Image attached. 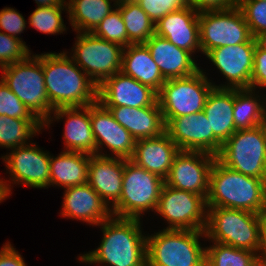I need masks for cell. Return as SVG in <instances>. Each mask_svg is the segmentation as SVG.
<instances>
[{"label":"cell","instance_id":"ee69618b","mask_svg":"<svg viewBox=\"0 0 266 266\" xmlns=\"http://www.w3.org/2000/svg\"><path fill=\"white\" fill-rule=\"evenodd\" d=\"M38 7H53L67 5L66 0H35Z\"/></svg>","mask_w":266,"mask_h":266},{"label":"cell","instance_id":"44dd1931","mask_svg":"<svg viewBox=\"0 0 266 266\" xmlns=\"http://www.w3.org/2000/svg\"><path fill=\"white\" fill-rule=\"evenodd\" d=\"M83 112H82V111ZM54 117L44 124L49 127L53 121L51 119L66 118L64 128L65 151L83 152L96 155V141L92 131L90 120V105L83 107H61L52 111Z\"/></svg>","mask_w":266,"mask_h":266},{"label":"cell","instance_id":"681fc988","mask_svg":"<svg viewBox=\"0 0 266 266\" xmlns=\"http://www.w3.org/2000/svg\"><path fill=\"white\" fill-rule=\"evenodd\" d=\"M262 130H263V133H264V136H265V139H266V111L264 113V116H263V119L261 121V124H260Z\"/></svg>","mask_w":266,"mask_h":266},{"label":"cell","instance_id":"d4e9b609","mask_svg":"<svg viewBox=\"0 0 266 266\" xmlns=\"http://www.w3.org/2000/svg\"><path fill=\"white\" fill-rule=\"evenodd\" d=\"M135 140L156 138L165 132V122L158 101L152 106L131 108L105 107Z\"/></svg>","mask_w":266,"mask_h":266},{"label":"cell","instance_id":"9a60e30c","mask_svg":"<svg viewBox=\"0 0 266 266\" xmlns=\"http://www.w3.org/2000/svg\"><path fill=\"white\" fill-rule=\"evenodd\" d=\"M256 44L252 37L246 43L217 47L206 54L228 81L227 85H214L215 88L251 89Z\"/></svg>","mask_w":266,"mask_h":266},{"label":"cell","instance_id":"5bb4252c","mask_svg":"<svg viewBox=\"0 0 266 266\" xmlns=\"http://www.w3.org/2000/svg\"><path fill=\"white\" fill-rule=\"evenodd\" d=\"M163 119L165 132L180 151H202L215 156L220 151L222 143L210 132V124L203 111Z\"/></svg>","mask_w":266,"mask_h":266},{"label":"cell","instance_id":"ba28073f","mask_svg":"<svg viewBox=\"0 0 266 266\" xmlns=\"http://www.w3.org/2000/svg\"><path fill=\"white\" fill-rule=\"evenodd\" d=\"M216 159L244 175L266 179V139L261 126L235 131L222 144Z\"/></svg>","mask_w":266,"mask_h":266},{"label":"cell","instance_id":"e575fe53","mask_svg":"<svg viewBox=\"0 0 266 266\" xmlns=\"http://www.w3.org/2000/svg\"><path fill=\"white\" fill-rule=\"evenodd\" d=\"M95 37L119 44L120 46H128V35L120 10L115 7L92 32Z\"/></svg>","mask_w":266,"mask_h":266},{"label":"cell","instance_id":"7a4b0ae2","mask_svg":"<svg viewBox=\"0 0 266 266\" xmlns=\"http://www.w3.org/2000/svg\"><path fill=\"white\" fill-rule=\"evenodd\" d=\"M140 219L111 217L101 226L103 239L96 250L80 256L79 262L107 266H147V236Z\"/></svg>","mask_w":266,"mask_h":266},{"label":"cell","instance_id":"f907efd6","mask_svg":"<svg viewBox=\"0 0 266 266\" xmlns=\"http://www.w3.org/2000/svg\"><path fill=\"white\" fill-rule=\"evenodd\" d=\"M126 1H136V0H115L113 7H115L118 3H122V2H126Z\"/></svg>","mask_w":266,"mask_h":266},{"label":"cell","instance_id":"60d3db41","mask_svg":"<svg viewBox=\"0 0 266 266\" xmlns=\"http://www.w3.org/2000/svg\"><path fill=\"white\" fill-rule=\"evenodd\" d=\"M266 87V51L257 44L254 50L253 72L251 76V89ZM256 87V88H255Z\"/></svg>","mask_w":266,"mask_h":266},{"label":"cell","instance_id":"ffe728a7","mask_svg":"<svg viewBox=\"0 0 266 266\" xmlns=\"http://www.w3.org/2000/svg\"><path fill=\"white\" fill-rule=\"evenodd\" d=\"M61 216L98 226L111 218V207L87 183L65 188Z\"/></svg>","mask_w":266,"mask_h":266},{"label":"cell","instance_id":"1f68e13d","mask_svg":"<svg viewBox=\"0 0 266 266\" xmlns=\"http://www.w3.org/2000/svg\"><path fill=\"white\" fill-rule=\"evenodd\" d=\"M43 127L38 119H17L0 115V146L9 150L24 146Z\"/></svg>","mask_w":266,"mask_h":266},{"label":"cell","instance_id":"8992f818","mask_svg":"<svg viewBox=\"0 0 266 266\" xmlns=\"http://www.w3.org/2000/svg\"><path fill=\"white\" fill-rule=\"evenodd\" d=\"M3 82L44 125L51 117L42 68V54H31L22 61L1 68Z\"/></svg>","mask_w":266,"mask_h":266},{"label":"cell","instance_id":"7c38bea8","mask_svg":"<svg viewBox=\"0 0 266 266\" xmlns=\"http://www.w3.org/2000/svg\"><path fill=\"white\" fill-rule=\"evenodd\" d=\"M155 212L169 223L166 229L205 231L207 206L201 195L164 184Z\"/></svg>","mask_w":266,"mask_h":266},{"label":"cell","instance_id":"8fae6325","mask_svg":"<svg viewBox=\"0 0 266 266\" xmlns=\"http://www.w3.org/2000/svg\"><path fill=\"white\" fill-rule=\"evenodd\" d=\"M201 52L248 42L253 36L240 8L204 11L198 16Z\"/></svg>","mask_w":266,"mask_h":266},{"label":"cell","instance_id":"e0dca14e","mask_svg":"<svg viewBox=\"0 0 266 266\" xmlns=\"http://www.w3.org/2000/svg\"><path fill=\"white\" fill-rule=\"evenodd\" d=\"M90 120L96 141V155L110 157L108 154L101 153L104 145L115 157L124 159L132 157L136 140L99 101L90 105Z\"/></svg>","mask_w":266,"mask_h":266},{"label":"cell","instance_id":"7bdbcfd3","mask_svg":"<svg viewBox=\"0 0 266 266\" xmlns=\"http://www.w3.org/2000/svg\"><path fill=\"white\" fill-rule=\"evenodd\" d=\"M0 266H27L20 253L7 242L0 250Z\"/></svg>","mask_w":266,"mask_h":266},{"label":"cell","instance_id":"74e56055","mask_svg":"<svg viewBox=\"0 0 266 266\" xmlns=\"http://www.w3.org/2000/svg\"><path fill=\"white\" fill-rule=\"evenodd\" d=\"M0 115L17 119H37L0 79Z\"/></svg>","mask_w":266,"mask_h":266},{"label":"cell","instance_id":"7dc6e473","mask_svg":"<svg viewBox=\"0 0 266 266\" xmlns=\"http://www.w3.org/2000/svg\"><path fill=\"white\" fill-rule=\"evenodd\" d=\"M257 45L264 51H266V32L260 33L255 37Z\"/></svg>","mask_w":266,"mask_h":266},{"label":"cell","instance_id":"6da1fadb","mask_svg":"<svg viewBox=\"0 0 266 266\" xmlns=\"http://www.w3.org/2000/svg\"><path fill=\"white\" fill-rule=\"evenodd\" d=\"M42 68L52 111L61 107H83L98 101V86L66 52L42 54Z\"/></svg>","mask_w":266,"mask_h":266},{"label":"cell","instance_id":"5b68a950","mask_svg":"<svg viewBox=\"0 0 266 266\" xmlns=\"http://www.w3.org/2000/svg\"><path fill=\"white\" fill-rule=\"evenodd\" d=\"M203 230L163 229L147 235V266H205L206 248L201 247Z\"/></svg>","mask_w":266,"mask_h":266},{"label":"cell","instance_id":"83f0119b","mask_svg":"<svg viewBox=\"0 0 266 266\" xmlns=\"http://www.w3.org/2000/svg\"><path fill=\"white\" fill-rule=\"evenodd\" d=\"M90 156L65 150L57 157L50 156V186L67 188L87 184Z\"/></svg>","mask_w":266,"mask_h":266},{"label":"cell","instance_id":"30bf717a","mask_svg":"<svg viewBox=\"0 0 266 266\" xmlns=\"http://www.w3.org/2000/svg\"><path fill=\"white\" fill-rule=\"evenodd\" d=\"M76 38L71 58L97 86L121 71L122 46L95 37L92 33L78 32Z\"/></svg>","mask_w":266,"mask_h":266},{"label":"cell","instance_id":"2e32d148","mask_svg":"<svg viewBox=\"0 0 266 266\" xmlns=\"http://www.w3.org/2000/svg\"><path fill=\"white\" fill-rule=\"evenodd\" d=\"M4 157V158H3ZM13 183L25 184L32 188L50 186V155L36 144H27L12 149L2 156Z\"/></svg>","mask_w":266,"mask_h":266},{"label":"cell","instance_id":"f546056e","mask_svg":"<svg viewBox=\"0 0 266 266\" xmlns=\"http://www.w3.org/2000/svg\"><path fill=\"white\" fill-rule=\"evenodd\" d=\"M253 91V89H234L233 119L236 130L252 129L261 124L266 103L264 105L263 101H259V95Z\"/></svg>","mask_w":266,"mask_h":266},{"label":"cell","instance_id":"9c48e42d","mask_svg":"<svg viewBox=\"0 0 266 266\" xmlns=\"http://www.w3.org/2000/svg\"><path fill=\"white\" fill-rule=\"evenodd\" d=\"M202 69L196 73L169 79L157 93L163 118H176L203 111L207 97L214 88Z\"/></svg>","mask_w":266,"mask_h":266},{"label":"cell","instance_id":"277c9868","mask_svg":"<svg viewBox=\"0 0 266 266\" xmlns=\"http://www.w3.org/2000/svg\"><path fill=\"white\" fill-rule=\"evenodd\" d=\"M205 235L212 242L258 254L261 249L262 215L232 208L207 207Z\"/></svg>","mask_w":266,"mask_h":266},{"label":"cell","instance_id":"bcb514c9","mask_svg":"<svg viewBox=\"0 0 266 266\" xmlns=\"http://www.w3.org/2000/svg\"><path fill=\"white\" fill-rule=\"evenodd\" d=\"M260 252H266V212L262 215V235Z\"/></svg>","mask_w":266,"mask_h":266},{"label":"cell","instance_id":"8d00e7d4","mask_svg":"<svg viewBox=\"0 0 266 266\" xmlns=\"http://www.w3.org/2000/svg\"><path fill=\"white\" fill-rule=\"evenodd\" d=\"M32 54L21 38L0 32V68L25 60Z\"/></svg>","mask_w":266,"mask_h":266},{"label":"cell","instance_id":"836d02e7","mask_svg":"<svg viewBox=\"0 0 266 266\" xmlns=\"http://www.w3.org/2000/svg\"><path fill=\"white\" fill-rule=\"evenodd\" d=\"M65 6V7H64ZM68 11L67 5H59L53 7H37L29 17L30 26L34 27L37 31L47 34H57L66 31L62 19V11Z\"/></svg>","mask_w":266,"mask_h":266},{"label":"cell","instance_id":"cb8c5ba5","mask_svg":"<svg viewBox=\"0 0 266 266\" xmlns=\"http://www.w3.org/2000/svg\"><path fill=\"white\" fill-rule=\"evenodd\" d=\"M179 152L178 146L164 132L156 138L136 140L133 155L129 160L165 179Z\"/></svg>","mask_w":266,"mask_h":266},{"label":"cell","instance_id":"c3c4849f","mask_svg":"<svg viewBox=\"0 0 266 266\" xmlns=\"http://www.w3.org/2000/svg\"><path fill=\"white\" fill-rule=\"evenodd\" d=\"M258 266H266V252H259Z\"/></svg>","mask_w":266,"mask_h":266},{"label":"cell","instance_id":"603a6c76","mask_svg":"<svg viewBox=\"0 0 266 266\" xmlns=\"http://www.w3.org/2000/svg\"><path fill=\"white\" fill-rule=\"evenodd\" d=\"M144 44L165 80L190 76L200 70L191 52L165 38L154 34Z\"/></svg>","mask_w":266,"mask_h":266},{"label":"cell","instance_id":"52a82bcc","mask_svg":"<svg viewBox=\"0 0 266 266\" xmlns=\"http://www.w3.org/2000/svg\"><path fill=\"white\" fill-rule=\"evenodd\" d=\"M164 184L162 177L125 159L122 193L120 199L111 206L112 215L140 219L145 211H156Z\"/></svg>","mask_w":266,"mask_h":266},{"label":"cell","instance_id":"ac0fdd59","mask_svg":"<svg viewBox=\"0 0 266 266\" xmlns=\"http://www.w3.org/2000/svg\"><path fill=\"white\" fill-rule=\"evenodd\" d=\"M157 92L122 71L106 78L98 86V101L104 107L141 108L157 102Z\"/></svg>","mask_w":266,"mask_h":266},{"label":"cell","instance_id":"ab89813d","mask_svg":"<svg viewBox=\"0 0 266 266\" xmlns=\"http://www.w3.org/2000/svg\"><path fill=\"white\" fill-rule=\"evenodd\" d=\"M25 28L26 21L18 11L9 7L0 11V30L5 31L3 33L19 38L17 35L21 34Z\"/></svg>","mask_w":266,"mask_h":266},{"label":"cell","instance_id":"f6af8a7d","mask_svg":"<svg viewBox=\"0 0 266 266\" xmlns=\"http://www.w3.org/2000/svg\"><path fill=\"white\" fill-rule=\"evenodd\" d=\"M10 186L11 185L7 184L2 179H0V203L3 200H6L7 196L10 194L11 192Z\"/></svg>","mask_w":266,"mask_h":266},{"label":"cell","instance_id":"f35d334b","mask_svg":"<svg viewBox=\"0 0 266 266\" xmlns=\"http://www.w3.org/2000/svg\"><path fill=\"white\" fill-rule=\"evenodd\" d=\"M136 2L154 24L168 13L179 10L187 5V0H136Z\"/></svg>","mask_w":266,"mask_h":266},{"label":"cell","instance_id":"f1b7e54d","mask_svg":"<svg viewBox=\"0 0 266 266\" xmlns=\"http://www.w3.org/2000/svg\"><path fill=\"white\" fill-rule=\"evenodd\" d=\"M66 3L69 22L77 33H92L99 23L114 10L110 0H69Z\"/></svg>","mask_w":266,"mask_h":266},{"label":"cell","instance_id":"484cf974","mask_svg":"<svg viewBox=\"0 0 266 266\" xmlns=\"http://www.w3.org/2000/svg\"><path fill=\"white\" fill-rule=\"evenodd\" d=\"M234 89L213 88L209 93L203 112L210 132L223 144L236 130L233 119Z\"/></svg>","mask_w":266,"mask_h":266},{"label":"cell","instance_id":"d6a6232c","mask_svg":"<svg viewBox=\"0 0 266 266\" xmlns=\"http://www.w3.org/2000/svg\"><path fill=\"white\" fill-rule=\"evenodd\" d=\"M206 248L205 266H258V254L213 242Z\"/></svg>","mask_w":266,"mask_h":266},{"label":"cell","instance_id":"4316f807","mask_svg":"<svg viewBox=\"0 0 266 266\" xmlns=\"http://www.w3.org/2000/svg\"><path fill=\"white\" fill-rule=\"evenodd\" d=\"M121 71L157 93L166 81L144 43L124 47Z\"/></svg>","mask_w":266,"mask_h":266},{"label":"cell","instance_id":"7402d4cb","mask_svg":"<svg viewBox=\"0 0 266 266\" xmlns=\"http://www.w3.org/2000/svg\"><path fill=\"white\" fill-rule=\"evenodd\" d=\"M125 159L91 155L87 183L112 206L120 199L123 186ZM110 201V202H109Z\"/></svg>","mask_w":266,"mask_h":266},{"label":"cell","instance_id":"d6986e66","mask_svg":"<svg viewBox=\"0 0 266 266\" xmlns=\"http://www.w3.org/2000/svg\"><path fill=\"white\" fill-rule=\"evenodd\" d=\"M198 16L187 4L161 18L155 24V34L188 52L201 51Z\"/></svg>","mask_w":266,"mask_h":266},{"label":"cell","instance_id":"b9f144b4","mask_svg":"<svg viewBox=\"0 0 266 266\" xmlns=\"http://www.w3.org/2000/svg\"><path fill=\"white\" fill-rule=\"evenodd\" d=\"M239 2L240 0H187V4L198 13L237 7Z\"/></svg>","mask_w":266,"mask_h":266},{"label":"cell","instance_id":"3957f363","mask_svg":"<svg viewBox=\"0 0 266 266\" xmlns=\"http://www.w3.org/2000/svg\"><path fill=\"white\" fill-rule=\"evenodd\" d=\"M265 180L232 170L215 159L210 171L206 206L263 215L266 212Z\"/></svg>","mask_w":266,"mask_h":266},{"label":"cell","instance_id":"4fadbf2b","mask_svg":"<svg viewBox=\"0 0 266 266\" xmlns=\"http://www.w3.org/2000/svg\"><path fill=\"white\" fill-rule=\"evenodd\" d=\"M215 155L202 151H180L174 158L165 184L203 196L208 195L209 177Z\"/></svg>","mask_w":266,"mask_h":266},{"label":"cell","instance_id":"4dcf8cb0","mask_svg":"<svg viewBox=\"0 0 266 266\" xmlns=\"http://www.w3.org/2000/svg\"><path fill=\"white\" fill-rule=\"evenodd\" d=\"M128 35V45L145 43L155 34V24L136 1L118 3Z\"/></svg>","mask_w":266,"mask_h":266},{"label":"cell","instance_id":"d590c367","mask_svg":"<svg viewBox=\"0 0 266 266\" xmlns=\"http://www.w3.org/2000/svg\"><path fill=\"white\" fill-rule=\"evenodd\" d=\"M238 7L254 38L258 34L266 32V1L240 0Z\"/></svg>","mask_w":266,"mask_h":266}]
</instances>
